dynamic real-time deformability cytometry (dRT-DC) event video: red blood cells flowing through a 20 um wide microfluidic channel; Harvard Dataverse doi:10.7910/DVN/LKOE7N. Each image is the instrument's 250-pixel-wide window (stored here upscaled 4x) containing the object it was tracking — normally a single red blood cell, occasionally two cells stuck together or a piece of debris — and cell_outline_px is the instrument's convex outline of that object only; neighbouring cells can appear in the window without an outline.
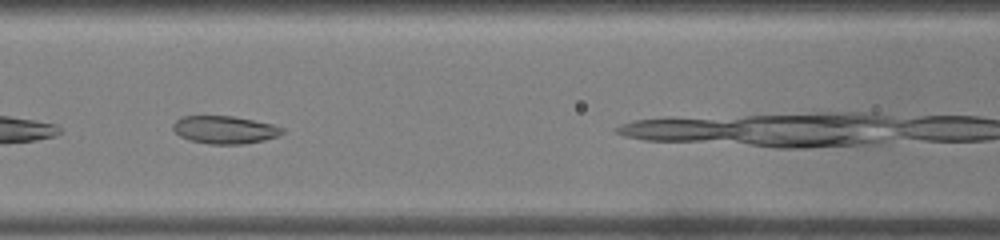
{"species": "common noctule bat (a hibernating species)", "species_latin": "Nyctalus noctula", "temperature_condition": "warm", "stored_images_in_passage": 14, "camera_frame_rate_fps": 3000, "um_per_image_px": 0.085, "animal": {"sex": "male", "body_mass_g": 19.0, "forearm_length_mm": 50.8}, "frame": {"image": 1, "passage_image": 7, "time_ms": 2.0, "image_size_px": [1000, 240], "cell_outline_px": [[284, 132], [276, 136], [264, 140], [244, 144], [208, 144], [188, 140], [180, 136], [172, 128], [172, 124], [176, 120], [184, 116], [232, 116], [272, 124], [284, 128]], "centroid_in_image_um": [19.07, 11.03], "position_along_channel_um": 147.5, "area_um2": 17.63}}
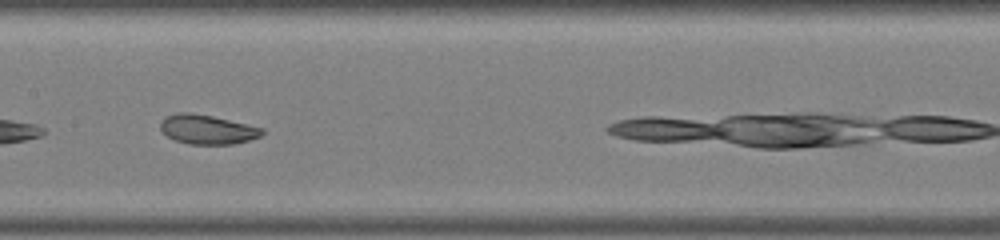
{"frame": {"image": 2, "passage_image": 10, "time_ms": 3.0, "image_size_px": [1000, 240], "cell_outline_px": [[264, 132], [260, 136], [248, 140], [232, 144], [188, 144], [176, 140], [168, 136], [160, 128], [160, 124], [164, 116], [180, 112], [188, 112], [212, 116], [264, 128]], "centroid_in_image_um": [17.61, 10.99], "position_along_channel_um": 189.8, "area_um2": 17.22}}